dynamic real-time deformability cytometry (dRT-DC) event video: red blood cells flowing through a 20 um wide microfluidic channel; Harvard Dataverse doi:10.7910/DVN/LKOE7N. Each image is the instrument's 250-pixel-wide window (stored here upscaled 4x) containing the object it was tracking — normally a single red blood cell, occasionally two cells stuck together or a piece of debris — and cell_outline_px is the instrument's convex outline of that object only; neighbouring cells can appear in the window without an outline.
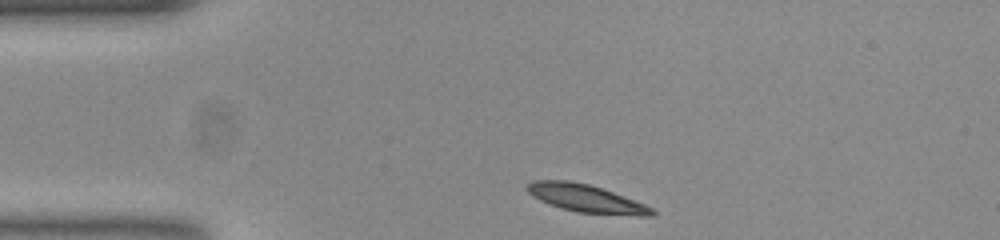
{"species": "common noctule bat (a hibernating species)", "species_latin": "Nyctalus noctula", "temperature_condition": "room temperature", "stored_images_in_passage": 35, "camera_frame_rate_fps": 3000, "um_per_image_px": 0.085, "animal": {"sex": "female", "body_mass_g": 23.0, "forearm_length_mm": 53.4}, "frame": {"image": 1, "passage_image": 1, "time_ms": 0.0, "image_size_px": [1000, 240], "cell_outline_px": [[656, 212], [648, 216], [640, 216], [576, 212], [560, 208], [540, 200], [532, 196], [528, 192], [528, 184], [532, 180], [568, 180], [588, 184], [612, 192], [644, 204], [652, 208]], "centroid_in_image_um": [49.79, 16.87], "position_along_channel_um": 35.2, "area_um2": 19.88}}
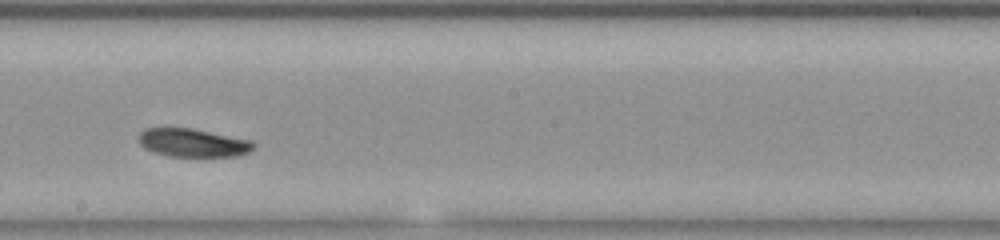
{"frame": {"image": 2, "passage_image": 20, "time_ms": 6.333, "image_size_px": [1000, 240], "cell_outline_px": [[256, 144], [248, 152], [236, 156], [168, 156], [152, 152], [144, 148], [140, 144], [140, 132], [144, 128], [192, 128], [252, 140]], "centroid_in_image_um": [16.39, 12.13], "position_along_channel_um": 231.8, "area_um2": 18.9}}
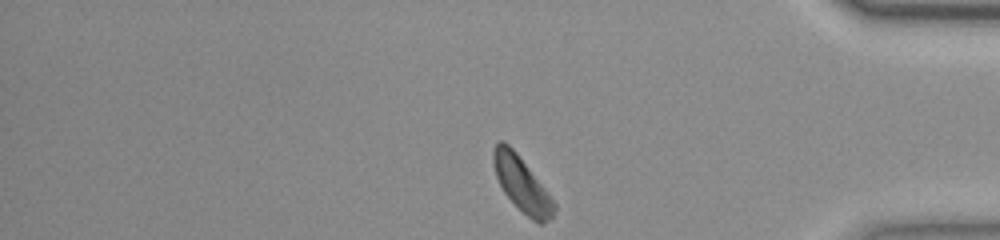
{"frame": {"image": 3, "passage_image": 35, "time_ms": 11.333, "image_size_px": [1000, 240], "cell_outline_px": [[556, 208], [552, 216], [548, 220], [540, 224], [532, 220], [504, 192], [496, 176], [492, 160], [492, 152], [496, 144], [500, 140], [508, 144], [516, 152], [556, 204]], "centroid_in_image_um": [44.34, 15.65], "position_along_channel_um": 390.9, "area_um2": 18.67}, "authors_computed_cell_mechanics": {"area_um2": 19.5942, "velocity_mm_per_s": 3.7023, "shape_relaxation_time_tau1_ms": 2.623, "shape_relaxation_time_tau2_ms": null, "deformation_change_tau1": 0.0843, "deformation_change_tau2": null}}